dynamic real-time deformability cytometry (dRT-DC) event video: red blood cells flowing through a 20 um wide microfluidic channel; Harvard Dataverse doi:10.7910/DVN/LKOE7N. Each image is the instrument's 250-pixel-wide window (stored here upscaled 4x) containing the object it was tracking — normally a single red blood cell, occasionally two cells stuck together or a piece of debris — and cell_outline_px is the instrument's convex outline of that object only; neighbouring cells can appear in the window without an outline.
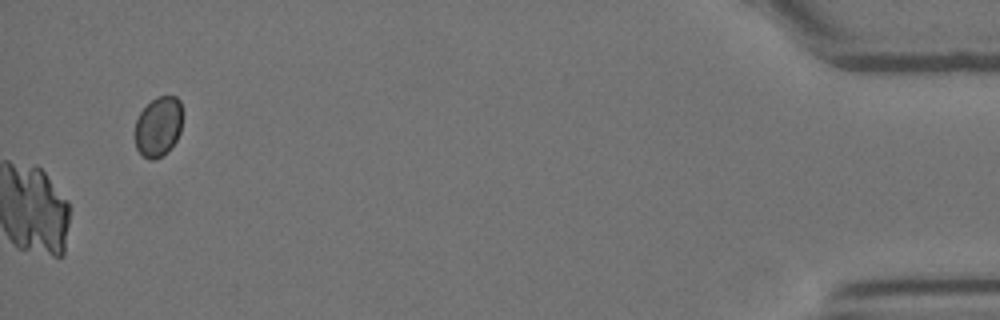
{"species": "Egyptian fruit bat (a non-hibernating species)", "species_latin": "Rousettus aegyptiacus", "temperature_condition": "room temperature", "stored_images_in_passage": 56, "camera_frame_rate_fps": 3000, "um_per_image_px": 0.085, "animal": {"sex": "female"}, "frame": {"image": 1, "passage_image": 56, "time_ms": 18.333, "image_size_px": [1000, 320], "cell_outline_px": [[180, 132], [176, 140], [160, 156], [152, 160], [148, 160], [136, 148], [136, 120], [140, 112], [156, 96], [176, 96], [180, 100]], "centroid_in_image_um": [13.44, 10.73], "position_along_channel_um": 421.8, "area_um2": 16.07}}